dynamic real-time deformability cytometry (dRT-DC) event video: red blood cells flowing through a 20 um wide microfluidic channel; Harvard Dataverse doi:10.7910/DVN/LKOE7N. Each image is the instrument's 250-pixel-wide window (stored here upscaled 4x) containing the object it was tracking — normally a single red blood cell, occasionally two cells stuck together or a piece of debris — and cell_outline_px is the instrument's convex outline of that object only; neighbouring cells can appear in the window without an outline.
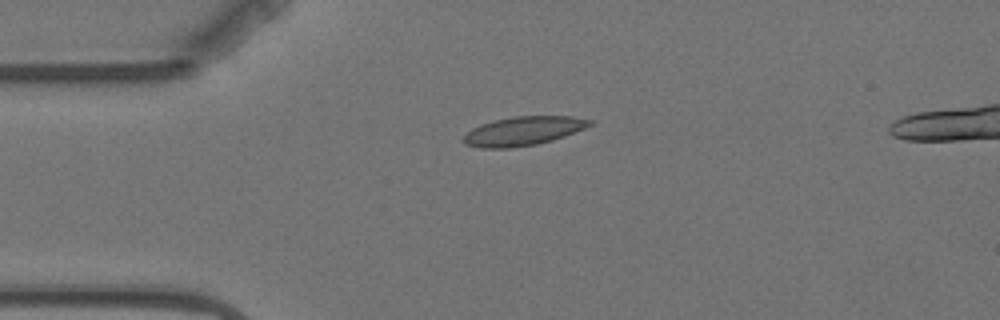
{"species": "Egyptian fruit bat (a non-hibernating species)", "species_latin": "Rousettus aegyptiacus", "temperature_condition": "warm", "stored_images_in_passage": 5, "camera_frame_rate_fps": 3000, "um_per_image_px": 0.085, "animal": {"sex": "female"}, "frame": {"image": 1, "passage_image": 1, "time_ms": 0.0, "image_size_px": [1000, 320], "cell_outline_px": [[592, 124], [584, 128], [564, 136], [552, 140], [536, 144], [508, 148], [480, 148], [464, 144], [460, 140], [472, 128], [480, 124], [512, 116], [572, 116], [592, 120]], "centroid_in_image_um": [44.43, 11.14], "position_along_channel_um": 40.6, "area_um2": 21.21}}
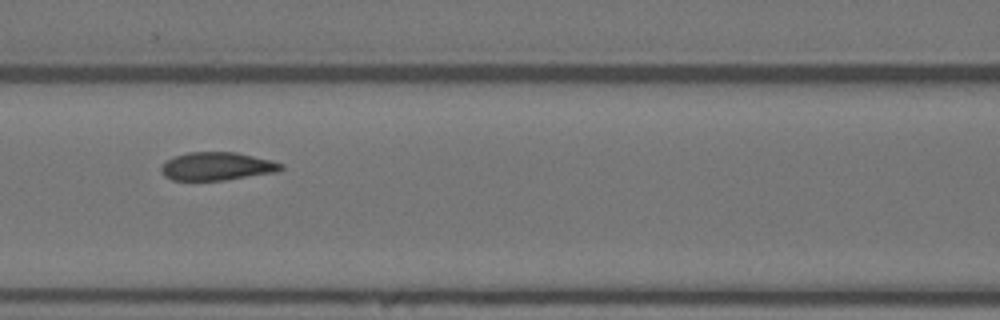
{"frame": {"image": 2, "passage_image": 4, "time_ms": 3.667, "image_size_px": [1000, 320], "cell_outline_px": [[284, 168], [276, 172], [224, 180], [172, 180], [164, 176], [160, 172], [160, 164], [172, 156], [188, 152], [236, 152], [272, 160], [284, 164]], "centroid_in_image_um": [18.4, 14.13], "position_along_channel_um": 148.2, "area_um2": 19.88}}
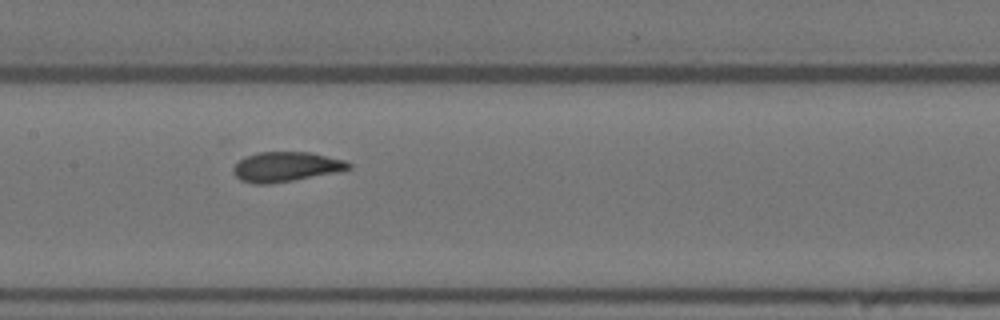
{"frame": {"image": 3, "passage_image": 5, "time_ms": 4.667, "image_size_px": [1000, 320], "cell_outline_px": [[352, 168], [336, 172], [292, 180], [268, 184], [252, 184], [240, 180], [232, 172], [232, 168], [240, 160], [248, 156], [260, 152], [312, 152], [344, 160], [352, 164]], "centroid_in_image_um": [24.3, 14.17], "position_along_channel_um": 183.1, "area_um2": 19.88}}